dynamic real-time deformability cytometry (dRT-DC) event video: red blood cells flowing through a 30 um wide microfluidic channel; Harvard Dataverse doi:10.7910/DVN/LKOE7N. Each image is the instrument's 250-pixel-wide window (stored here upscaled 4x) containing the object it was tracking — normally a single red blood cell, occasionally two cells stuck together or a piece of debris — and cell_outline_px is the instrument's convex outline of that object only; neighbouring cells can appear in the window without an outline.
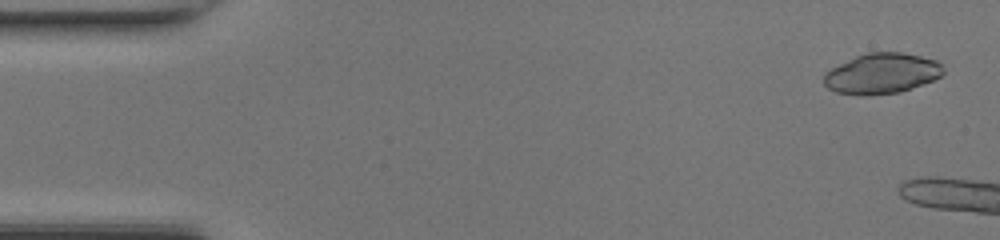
{"species": "common noctule bat (a hibernating species)", "species_latin": "Nyctalus noctula", "temperature_condition": "room temperature", "stored_images_in_passage": 11, "camera_frame_rate_fps": 3000, "um_per_image_px": 0.085, "animal": {"sex": "female", "body_mass_g": 17.0, "forearm_length_mm": 48.0}, "frame": {"image": 1, "passage_image": 1, "time_ms": 0.0, "image_size_px": [1000, 240], "cell_outline_px": [[944, 72], [940, 76], [932, 80], [912, 88], [900, 92], [864, 96], [860, 96], [836, 92], [828, 88], [824, 84], [824, 72], [856, 56], [868, 52], [900, 52], [920, 56], [936, 60], [944, 68]], "centroid_in_image_um": [74.94, 6.26], "position_along_channel_um": 10.1, "area_um2": 28.09}}